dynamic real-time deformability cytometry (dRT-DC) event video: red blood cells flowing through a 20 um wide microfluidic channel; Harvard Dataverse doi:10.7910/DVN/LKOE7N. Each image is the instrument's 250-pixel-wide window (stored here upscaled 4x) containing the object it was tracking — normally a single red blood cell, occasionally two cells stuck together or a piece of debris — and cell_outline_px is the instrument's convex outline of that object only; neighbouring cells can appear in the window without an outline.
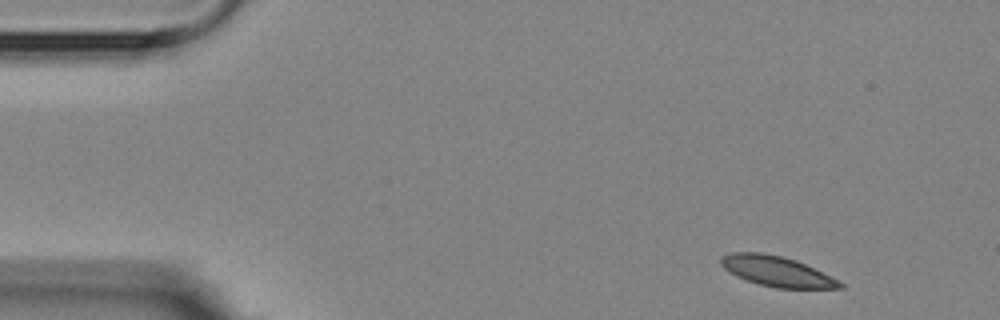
{"species": "Egyptian fruit bat (a non-hibernating species)", "species_latin": "Rousettus aegyptiacus", "temperature_condition": "room temperature", "stored_images_in_passage": 3, "camera_frame_rate_fps": 3000, "um_per_image_px": 0.085, "animal": {"sex": "female"}, "frame": {"image": 1, "passage_image": 1, "time_ms": 0.0, "image_size_px": [1000, 320], "cell_outline_px": [[844, 288], [776, 288], [760, 284], [736, 276], [728, 272], [720, 264], [720, 256], [732, 252], [764, 252], [796, 260], [840, 280], [844, 284]], "centroid_in_image_um": [66.01, 23.05], "position_along_channel_um": 19.0, "area_um2": 20.98}}
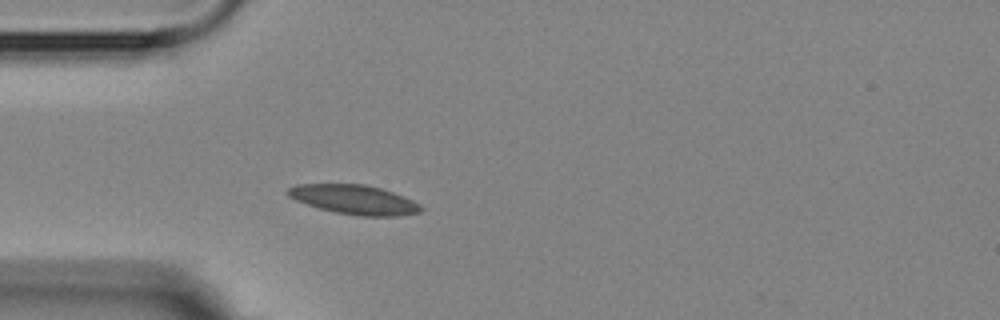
{"frame": {"image": 2, "passage_image": 3, "time_ms": 3.333, "image_size_px": [1000, 320], "cell_outline_px": [[424, 208], [420, 212], [400, 216], [360, 216], [336, 212], [320, 208], [296, 200], [288, 196], [284, 192], [288, 188], [296, 184], [364, 184], [380, 188], [404, 196], [420, 204]], "centroid_in_image_um": [30.11, 16.96], "position_along_channel_um": 54.9, "area_um2": 22.72}}